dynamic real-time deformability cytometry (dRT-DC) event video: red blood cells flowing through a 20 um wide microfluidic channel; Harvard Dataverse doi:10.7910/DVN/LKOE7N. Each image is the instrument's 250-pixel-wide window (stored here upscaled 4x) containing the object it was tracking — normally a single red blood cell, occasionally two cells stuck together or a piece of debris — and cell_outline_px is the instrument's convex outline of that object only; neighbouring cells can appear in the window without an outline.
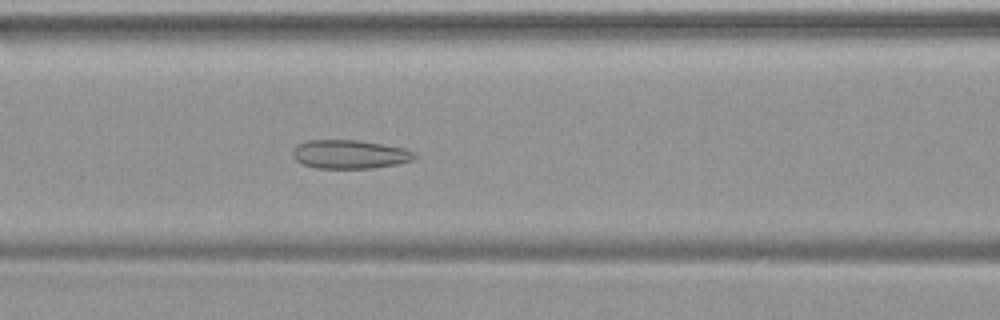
{"species": "common noctule bat (a hibernating species)", "species_latin": "Nyctalus noctula", "temperature_condition": "warm", "stored_images_in_passage": 49, "camera_frame_rate_fps": 3000, "um_per_image_px": 0.085, "animal": {"sex": "female", "body_mass_g": 19.9}, "frame": {"image": 1, "passage_image": 21, "time_ms": 6.667, "image_size_px": [1000, 320], "cell_outline_px": [[416, 156], [412, 160], [396, 164], [372, 168], [316, 168], [300, 164], [292, 156], [292, 152], [296, 144], [308, 140], [356, 140], [404, 148], [416, 152]], "centroid_in_image_um": [29.68, 13.11], "position_along_channel_um": 136.9, "area_um2": 20.4}}
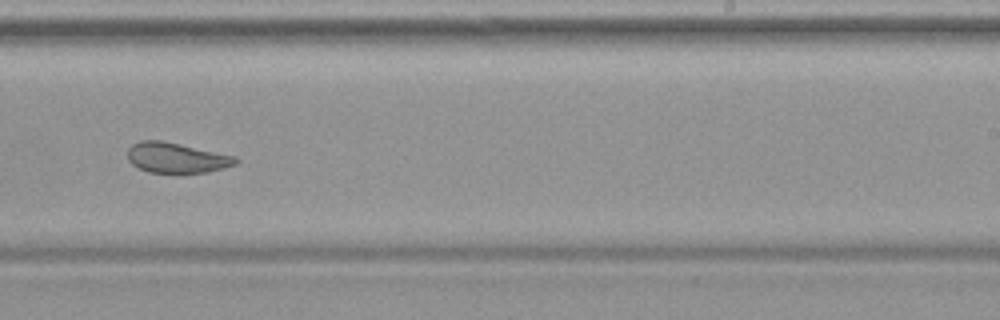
{"frame": {"image": 2, "passage_image": 31, "time_ms": 10.0, "image_size_px": [1000, 320], "cell_outline_px": [[240, 160], [236, 164], [224, 168], [208, 172], [148, 172], [132, 164], [128, 160], [128, 148], [132, 144], [140, 140], [160, 140], [236, 156]], "centroid_in_image_um": [15.01, 13.4], "position_along_channel_um": 274.0, "area_um2": 18.9}}
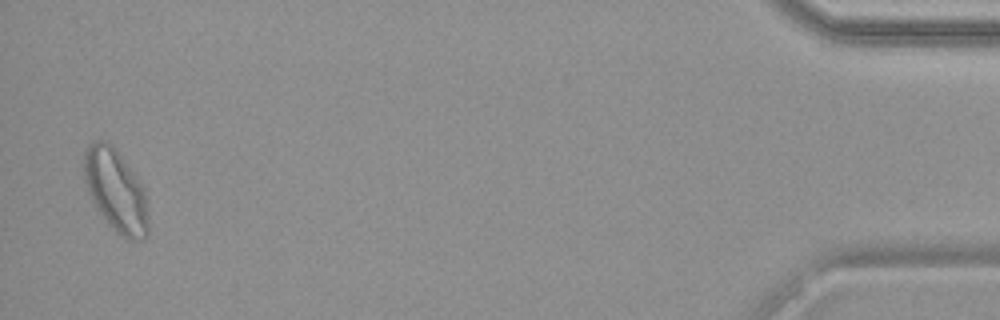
{"frame": {"image": 3, "passage_image": 48, "time_ms": 15.667, "image_size_px": [1000, 320], "cell_outline_px": [[148, 236], [144, 240], [128, 240], [120, 236], [104, 220], [96, 208], [88, 192], [84, 180], [84, 152], [88, 144], [96, 140], [104, 140], [112, 144], [116, 148], [144, 188], [148, 204]], "centroid_in_image_um": [9.85, 16.23], "position_along_channel_um": 425.3, "area_um2": 31.39}}